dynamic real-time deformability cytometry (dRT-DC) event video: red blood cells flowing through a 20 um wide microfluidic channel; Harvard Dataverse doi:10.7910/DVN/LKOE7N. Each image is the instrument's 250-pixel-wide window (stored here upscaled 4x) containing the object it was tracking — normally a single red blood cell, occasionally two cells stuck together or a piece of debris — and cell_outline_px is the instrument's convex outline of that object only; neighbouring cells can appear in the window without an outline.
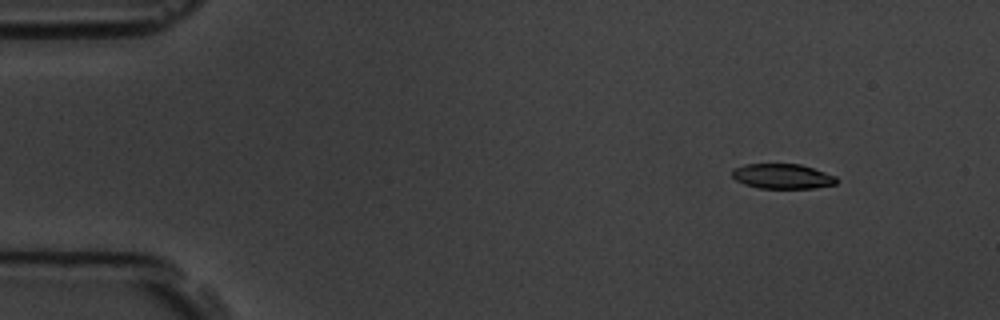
{"species": "common noctule bat (a hibernating species)", "species_latin": "Nyctalus noctula", "temperature_condition": "room temperature", "stored_images_in_passage": 5, "camera_frame_rate_fps": 3000, "um_per_image_px": 0.085, "animal": {"sex": "male", "body_mass_g": 19.5, "forearm_length_mm": 54.6}, "frame": {"image": 1, "passage_image": 1, "time_ms": 0.0, "image_size_px": [1000, 320], "cell_outline_px": [[840, 180], [836, 184], [812, 188], [760, 188], [744, 184], [736, 180], [732, 176], [732, 168], [744, 164], [800, 164], [836, 176]], "centroid_in_image_um": [66.5, 14.98], "position_along_channel_um": 18.5, "area_um2": 15.2}}
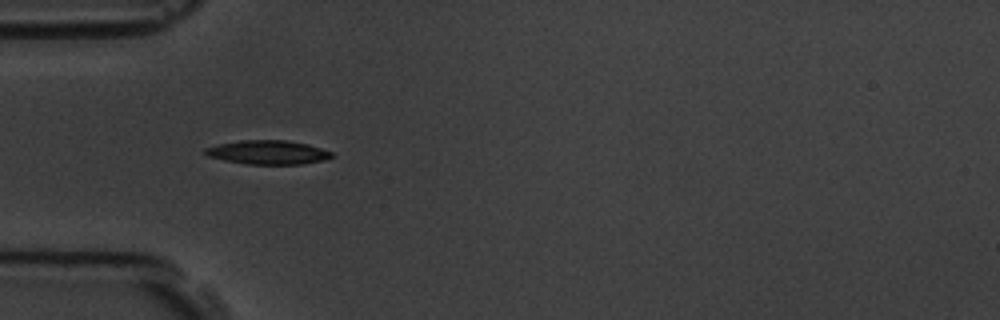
{"frame": {"image": 2, "passage_image": 4, "time_ms": 3.667, "image_size_px": [1000, 320], "cell_outline_px": [[332, 156], [324, 160], [304, 164], [248, 164], [224, 160], [208, 156], [204, 152], [204, 148], [220, 144], [240, 140], [288, 140], [308, 144], [332, 152]], "centroid_in_image_um": [22.77, 12.94], "position_along_channel_um": 62.2, "area_um2": 17.57}}
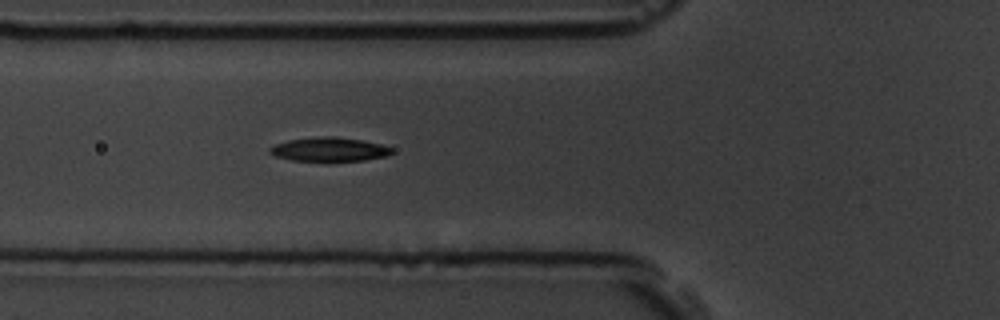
{"frame": {"image": 3, "passage_image": 5, "time_ms": 4.667, "image_size_px": [1000, 320], "cell_outline_px": [[392, 152], [388, 156], [364, 160], [292, 160], [276, 156], [268, 152], [268, 148], [276, 144], [288, 140], [320, 136], [336, 136], [360, 140], [380, 144], [392, 148]], "centroid_in_image_um": [27.97, 12.68], "position_along_channel_um": 97.8, "area_um2": 16.76}}